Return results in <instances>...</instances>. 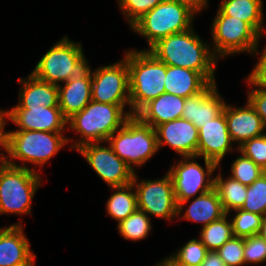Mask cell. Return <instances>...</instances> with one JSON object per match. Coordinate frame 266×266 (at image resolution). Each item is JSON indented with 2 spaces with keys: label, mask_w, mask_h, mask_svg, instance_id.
Masks as SVG:
<instances>
[{
  "label": "cell",
  "mask_w": 266,
  "mask_h": 266,
  "mask_svg": "<svg viewBox=\"0 0 266 266\" xmlns=\"http://www.w3.org/2000/svg\"><path fill=\"white\" fill-rule=\"evenodd\" d=\"M148 51L166 65L197 71L209 83L216 82L215 70L219 59L213 54L210 43L202 40L194 26L158 40Z\"/></svg>",
  "instance_id": "cell-1"
},
{
  "label": "cell",
  "mask_w": 266,
  "mask_h": 266,
  "mask_svg": "<svg viewBox=\"0 0 266 266\" xmlns=\"http://www.w3.org/2000/svg\"><path fill=\"white\" fill-rule=\"evenodd\" d=\"M130 104H107L91 100L80 112L67 120V129L75 131L77 140L67 137L70 150L87 143H104L131 116ZM73 140V141H72Z\"/></svg>",
  "instance_id": "cell-2"
},
{
  "label": "cell",
  "mask_w": 266,
  "mask_h": 266,
  "mask_svg": "<svg viewBox=\"0 0 266 266\" xmlns=\"http://www.w3.org/2000/svg\"><path fill=\"white\" fill-rule=\"evenodd\" d=\"M8 164L16 167L29 168L27 163L34 165L31 170L40 174L43 166L68 144L64 132H45L33 130H6ZM17 161H16V160ZM20 161V164L17 162Z\"/></svg>",
  "instance_id": "cell-3"
},
{
  "label": "cell",
  "mask_w": 266,
  "mask_h": 266,
  "mask_svg": "<svg viewBox=\"0 0 266 266\" xmlns=\"http://www.w3.org/2000/svg\"><path fill=\"white\" fill-rule=\"evenodd\" d=\"M130 109L135 115L150 100L165 93L166 64L148 50L127 49Z\"/></svg>",
  "instance_id": "cell-4"
},
{
  "label": "cell",
  "mask_w": 266,
  "mask_h": 266,
  "mask_svg": "<svg viewBox=\"0 0 266 266\" xmlns=\"http://www.w3.org/2000/svg\"><path fill=\"white\" fill-rule=\"evenodd\" d=\"M113 152L136 173L158 151L157 135L154 128L131 115L125 123L107 140Z\"/></svg>",
  "instance_id": "cell-5"
},
{
  "label": "cell",
  "mask_w": 266,
  "mask_h": 266,
  "mask_svg": "<svg viewBox=\"0 0 266 266\" xmlns=\"http://www.w3.org/2000/svg\"><path fill=\"white\" fill-rule=\"evenodd\" d=\"M197 14L188 6L164 0L144 14L130 28L139 36L146 38L148 50L158 40L171 34L184 32L193 27Z\"/></svg>",
  "instance_id": "cell-6"
},
{
  "label": "cell",
  "mask_w": 266,
  "mask_h": 266,
  "mask_svg": "<svg viewBox=\"0 0 266 266\" xmlns=\"http://www.w3.org/2000/svg\"><path fill=\"white\" fill-rule=\"evenodd\" d=\"M81 44V41L75 42L67 35L62 37L42 55L31 73L50 84L58 86L65 83L88 65L89 60Z\"/></svg>",
  "instance_id": "cell-7"
},
{
  "label": "cell",
  "mask_w": 266,
  "mask_h": 266,
  "mask_svg": "<svg viewBox=\"0 0 266 266\" xmlns=\"http://www.w3.org/2000/svg\"><path fill=\"white\" fill-rule=\"evenodd\" d=\"M42 182L39 172L7 164L0 171V215H31L32 200Z\"/></svg>",
  "instance_id": "cell-8"
},
{
  "label": "cell",
  "mask_w": 266,
  "mask_h": 266,
  "mask_svg": "<svg viewBox=\"0 0 266 266\" xmlns=\"http://www.w3.org/2000/svg\"><path fill=\"white\" fill-rule=\"evenodd\" d=\"M216 11L210 27L213 54L219 60L241 53L251 55L262 37L247 22Z\"/></svg>",
  "instance_id": "cell-9"
},
{
  "label": "cell",
  "mask_w": 266,
  "mask_h": 266,
  "mask_svg": "<svg viewBox=\"0 0 266 266\" xmlns=\"http://www.w3.org/2000/svg\"><path fill=\"white\" fill-rule=\"evenodd\" d=\"M196 159L197 156L181 157L167 171L171 176L174 197L177 205L187 199L209 192L214 188V173L219 165L203 158L205 168Z\"/></svg>",
  "instance_id": "cell-10"
},
{
  "label": "cell",
  "mask_w": 266,
  "mask_h": 266,
  "mask_svg": "<svg viewBox=\"0 0 266 266\" xmlns=\"http://www.w3.org/2000/svg\"><path fill=\"white\" fill-rule=\"evenodd\" d=\"M137 175L136 172L132 184L136 191L138 209L150 218L155 216L170 222L178 219V205L169 173L166 172L163 177L150 180H140Z\"/></svg>",
  "instance_id": "cell-11"
},
{
  "label": "cell",
  "mask_w": 266,
  "mask_h": 266,
  "mask_svg": "<svg viewBox=\"0 0 266 266\" xmlns=\"http://www.w3.org/2000/svg\"><path fill=\"white\" fill-rule=\"evenodd\" d=\"M116 63L91 69L92 100L107 104H130L127 51Z\"/></svg>",
  "instance_id": "cell-12"
},
{
  "label": "cell",
  "mask_w": 266,
  "mask_h": 266,
  "mask_svg": "<svg viewBox=\"0 0 266 266\" xmlns=\"http://www.w3.org/2000/svg\"><path fill=\"white\" fill-rule=\"evenodd\" d=\"M100 144L87 143L76 150L109 188L131 184L135 174L133 170L113 152L107 141Z\"/></svg>",
  "instance_id": "cell-13"
},
{
  "label": "cell",
  "mask_w": 266,
  "mask_h": 266,
  "mask_svg": "<svg viewBox=\"0 0 266 266\" xmlns=\"http://www.w3.org/2000/svg\"><path fill=\"white\" fill-rule=\"evenodd\" d=\"M14 123L15 130L67 132V119L59 107H13L2 109V123Z\"/></svg>",
  "instance_id": "cell-14"
},
{
  "label": "cell",
  "mask_w": 266,
  "mask_h": 266,
  "mask_svg": "<svg viewBox=\"0 0 266 266\" xmlns=\"http://www.w3.org/2000/svg\"><path fill=\"white\" fill-rule=\"evenodd\" d=\"M233 145L224 110L198 130L197 157L199 158L212 160L220 166L227 154L237 151V147Z\"/></svg>",
  "instance_id": "cell-15"
},
{
  "label": "cell",
  "mask_w": 266,
  "mask_h": 266,
  "mask_svg": "<svg viewBox=\"0 0 266 266\" xmlns=\"http://www.w3.org/2000/svg\"><path fill=\"white\" fill-rule=\"evenodd\" d=\"M158 149L165 145L172 148L181 157L197 156L198 129L193 123L178 118L155 128Z\"/></svg>",
  "instance_id": "cell-16"
},
{
  "label": "cell",
  "mask_w": 266,
  "mask_h": 266,
  "mask_svg": "<svg viewBox=\"0 0 266 266\" xmlns=\"http://www.w3.org/2000/svg\"><path fill=\"white\" fill-rule=\"evenodd\" d=\"M22 218L0 227V266H36L37 257L23 230Z\"/></svg>",
  "instance_id": "cell-17"
},
{
  "label": "cell",
  "mask_w": 266,
  "mask_h": 266,
  "mask_svg": "<svg viewBox=\"0 0 266 266\" xmlns=\"http://www.w3.org/2000/svg\"><path fill=\"white\" fill-rule=\"evenodd\" d=\"M216 84L210 83L199 94L185 98L182 118L193 123L198 130L219 116L226 105Z\"/></svg>",
  "instance_id": "cell-18"
},
{
  "label": "cell",
  "mask_w": 266,
  "mask_h": 266,
  "mask_svg": "<svg viewBox=\"0 0 266 266\" xmlns=\"http://www.w3.org/2000/svg\"><path fill=\"white\" fill-rule=\"evenodd\" d=\"M224 114L230 138L235 145L237 143L236 147L266 133L262 119L248 101L243 107L226 103Z\"/></svg>",
  "instance_id": "cell-19"
},
{
  "label": "cell",
  "mask_w": 266,
  "mask_h": 266,
  "mask_svg": "<svg viewBox=\"0 0 266 266\" xmlns=\"http://www.w3.org/2000/svg\"><path fill=\"white\" fill-rule=\"evenodd\" d=\"M91 89L92 74L89 62L78 75L58 85L59 108L67 120L92 100Z\"/></svg>",
  "instance_id": "cell-20"
},
{
  "label": "cell",
  "mask_w": 266,
  "mask_h": 266,
  "mask_svg": "<svg viewBox=\"0 0 266 266\" xmlns=\"http://www.w3.org/2000/svg\"><path fill=\"white\" fill-rule=\"evenodd\" d=\"M189 206L184 207L188 202ZM185 208V211H184ZM224 212L220 198L213 188L207 193L184 200L178 204L177 218L187 221L201 223L202 227L220 219Z\"/></svg>",
  "instance_id": "cell-21"
},
{
  "label": "cell",
  "mask_w": 266,
  "mask_h": 266,
  "mask_svg": "<svg viewBox=\"0 0 266 266\" xmlns=\"http://www.w3.org/2000/svg\"><path fill=\"white\" fill-rule=\"evenodd\" d=\"M185 98L163 93L150 100L135 115L145 124L155 128L157 125L182 118Z\"/></svg>",
  "instance_id": "cell-22"
},
{
  "label": "cell",
  "mask_w": 266,
  "mask_h": 266,
  "mask_svg": "<svg viewBox=\"0 0 266 266\" xmlns=\"http://www.w3.org/2000/svg\"><path fill=\"white\" fill-rule=\"evenodd\" d=\"M21 84L18 103L14 107H59L58 86L36 78L32 73L18 78Z\"/></svg>",
  "instance_id": "cell-23"
},
{
  "label": "cell",
  "mask_w": 266,
  "mask_h": 266,
  "mask_svg": "<svg viewBox=\"0 0 266 266\" xmlns=\"http://www.w3.org/2000/svg\"><path fill=\"white\" fill-rule=\"evenodd\" d=\"M165 93L183 98L199 94L210 83L197 71L166 65Z\"/></svg>",
  "instance_id": "cell-24"
},
{
  "label": "cell",
  "mask_w": 266,
  "mask_h": 266,
  "mask_svg": "<svg viewBox=\"0 0 266 266\" xmlns=\"http://www.w3.org/2000/svg\"><path fill=\"white\" fill-rule=\"evenodd\" d=\"M263 0H221L218 9L227 16L247 22L261 37L266 34ZM265 32V34H264Z\"/></svg>",
  "instance_id": "cell-25"
},
{
  "label": "cell",
  "mask_w": 266,
  "mask_h": 266,
  "mask_svg": "<svg viewBox=\"0 0 266 266\" xmlns=\"http://www.w3.org/2000/svg\"><path fill=\"white\" fill-rule=\"evenodd\" d=\"M218 171L214 178V189L220 198L224 212L228 214L232 210L242 208L246 200L247 186L229 175L224 178L221 174V165Z\"/></svg>",
  "instance_id": "cell-26"
},
{
  "label": "cell",
  "mask_w": 266,
  "mask_h": 266,
  "mask_svg": "<svg viewBox=\"0 0 266 266\" xmlns=\"http://www.w3.org/2000/svg\"><path fill=\"white\" fill-rule=\"evenodd\" d=\"M113 192L106 201V213L117 221L126 219L138 209L137 196L133 184L121 187H111Z\"/></svg>",
  "instance_id": "cell-27"
},
{
  "label": "cell",
  "mask_w": 266,
  "mask_h": 266,
  "mask_svg": "<svg viewBox=\"0 0 266 266\" xmlns=\"http://www.w3.org/2000/svg\"><path fill=\"white\" fill-rule=\"evenodd\" d=\"M228 216L226 213L220 219L201 228L199 239L208 251H217L225 242L234 236L232 222Z\"/></svg>",
  "instance_id": "cell-28"
},
{
  "label": "cell",
  "mask_w": 266,
  "mask_h": 266,
  "mask_svg": "<svg viewBox=\"0 0 266 266\" xmlns=\"http://www.w3.org/2000/svg\"><path fill=\"white\" fill-rule=\"evenodd\" d=\"M117 225L120 236L134 242L146 239L153 228L151 218L139 209Z\"/></svg>",
  "instance_id": "cell-29"
},
{
  "label": "cell",
  "mask_w": 266,
  "mask_h": 266,
  "mask_svg": "<svg viewBox=\"0 0 266 266\" xmlns=\"http://www.w3.org/2000/svg\"><path fill=\"white\" fill-rule=\"evenodd\" d=\"M228 213L232 222L233 235L235 237H250L257 235L261 229L262 217L259 214L240 209Z\"/></svg>",
  "instance_id": "cell-30"
},
{
  "label": "cell",
  "mask_w": 266,
  "mask_h": 266,
  "mask_svg": "<svg viewBox=\"0 0 266 266\" xmlns=\"http://www.w3.org/2000/svg\"><path fill=\"white\" fill-rule=\"evenodd\" d=\"M242 210L266 215V172L247 186V195Z\"/></svg>",
  "instance_id": "cell-31"
},
{
  "label": "cell",
  "mask_w": 266,
  "mask_h": 266,
  "mask_svg": "<svg viewBox=\"0 0 266 266\" xmlns=\"http://www.w3.org/2000/svg\"><path fill=\"white\" fill-rule=\"evenodd\" d=\"M208 253V249L199 238H192L179 250L170 255L176 262L185 266H200Z\"/></svg>",
  "instance_id": "cell-32"
},
{
  "label": "cell",
  "mask_w": 266,
  "mask_h": 266,
  "mask_svg": "<svg viewBox=\"0 0 266 266\" xmlns=\"http://www.w3.org/2000/svg\"><path fill=\"white\" fill-rule=\"evenodd\" d=\"M230 169V176L246 186H250L266 172L242 153L231 163Z\"/></svg>",
  "instance_id": "cell-33"
},
{
  "label": "cell",
  "mask_w": 266,
  "mask_h": 266,
  "mask_svg": "<svg viewBox=\"0 0 266 266\" xmlns=\"http://www.w3.org/2000/svg\"><path fill=\"white\" fill-rule=\"evenodd\" d=\"M164 0H117L129 27Z\"/></svg>",
  "instance_id": "cell-34"
},
{
  "label": "cell",
  "mask_w": 266,
  "mask_h": 266,
  "mask_svg": "<svg viewBox=\"0 0 266 266\" xmlns=\"http://www.w3.org/2000/svg\"><path fill=\"white\" fill-rule=\"evenodd\" d=\"M226 266H245L244 238L233 236L217 251Z\"/></svg>",
  "instance_id": "cell-35"
},
{
  "label": "cell",
  "mask_w": 266,
  "mask_h": 266,
  "mask_svg": "<svg viewBox=\"0 0 266 266\" xmlns=\"http://www.w3.org/2000/svg\"><path fill=\"white\" fill-rule=\"evenodd\" d=\"M237 151L266 171V133L243 142Z\"/></svg>",
  "instance_id": "cell-36"
},
{
  "label": "cell",
  "mask_w": 266,
  "mask_h": 266,
  "mask_svg": "<svg viewBox=\"0 0 266 266\" xmlns=\"http://www.w3.org/2000/svg\"><path fill=\"white\" fill-rule=\"evenodd\" d=\"M244 262L245 265L266 262V243L259 234L244 238Z\"/></svg>",
  "instance_id": "cell-37"
},
{
  "label": "cell",
  "mask_w": 266,
  "mask_h": 266,
  "mask_svg": "<svg viewBox=\"0 0 266 266\" xmlns=\"http://www.w3.org/2000/svg\"><path fill=\"white\" fill-rule=\"evenodd\" d=\"M259 46L251 53V56H259L258 62L249 73L245 82H248L252 87L266 90V45L259 51Z\"/></svg>",
  "instance_id": "cell-38"
},
{
  "label": "cell",
  "mask_w": 266,
  "mask_h": 266,
  "mask_svg": "<svg viewBox=\"0 0 266 266\" xmlns=\"http://www.w3.org/2000/svg\"><path fill=\"white\" fill-rule=\"evenodd\" d=\"M249 90L247 92V101L255 109L256 113L262 119L266 127V90L255 88L247 82Z\"/></svg>",
  "instance_id": "cell-39"
},
{
  "label": "cell",
  "mask_w": 266,
  "mask_h": 266,
  "mask_svg": "<svg viewBox=\"0 0 266 266\" xmlns=\"http://www.w3.org/2000/svg\"><path fill=\"white\" fill-rule=\"evenodd\" d=\"M5 124L0 125V171L8 164L7 135ZM3 149L4 151H1Z\"/></svg>",
  "instance_id": "cell-40"
},
{
  "label": "cell",
  "mask_w": 266,
  "mask_h": 266,
  "mask_svg": "<svg viewBox=\"0 0 266 266\" xmlns=\"http://www.w3.org/2000/svg\"><path fill=\"white\" fill-rule=\"evenodd\" d=\"M180 4L188 6L196 14H200L201 11L206 9L209 5V0H174Z\"/></svg>",
  "instance_id": "cell-41"
},
{
  "label": "cell",
  "mask_w": 266,
  "mask_h": 266,
  "mask_svg": "<svg viewBox=\"0 0 266 266\" xmlns=\"http://www.w3.org/2000/svg\"><path fill=\"white\" fill-rule=\"evenodd\" d=\"M200 266H226L216 251H208Z\"/></svg>",
  "instance_id": "cell-42"
},
{
  "label": "cell",
  "mask_w": 266,
  "mask_h": 266,
  "mask_svg": "<svg viewBox=\"0 0 266 266\" xmlns=\"http://www.w3.org/2000/svg\"><path fill=\"white\" fill-rule=\"evenodd\" d=\"M154 266H185L176 262L170 255L164 257V259L160 260Z\"/></svg>",
  "instance_id": "cell-43"
},
{
  "label": "cell",
  "mask_w": 266,
  "mask_h": 266,
  "mask_svg": "<svg viewBox=\"0 0 266 266\" xmlns=\"http://www.w3.org/2000/svg\"><path fill=\"white\" fill-rule=\"evenodd\" d=\"M259 235L262 237V239L265 241L266 243V215H264L262 217V221H261V229L259 232Z\"/></svg>",
  "instance_id": "cell-44"
},
{
  "label": "cell",
  "mask_w": 266,
  "mask_h": 266,
  "mask_svg": "<svg viewBox=\"0 0 266 266\" xmlns=\"http://www.w3.org/2000/svg\"><path fill=\"white\" fill-rule=\"evenodd\" d=\"M2 124V108L0 109V125Z\"/></svg>",
  "instance_id": "cell-45"
}]
</instances>
